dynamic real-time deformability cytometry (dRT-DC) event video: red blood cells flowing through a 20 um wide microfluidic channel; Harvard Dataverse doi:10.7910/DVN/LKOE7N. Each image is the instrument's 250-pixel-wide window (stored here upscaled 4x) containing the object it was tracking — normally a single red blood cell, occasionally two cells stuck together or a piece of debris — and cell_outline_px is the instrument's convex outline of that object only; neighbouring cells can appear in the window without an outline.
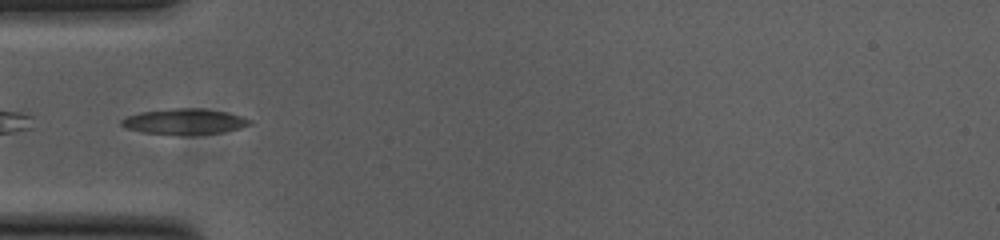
{"species": "common noctule bat (a hibernating species)", "species_latin": "Nyctalus noctula", "temperature_condition": "cold", "stored_images_in_passage": 29, "camera_frame_rate_fps": 3000, "um_per_image_px": 0.085, "animal": {"sex": "female", "body_mass_g": 23.0, "forearm_length_mm": 53.4}, "frame": {"image": 1, "passage_image": 1, "time_ms": 0.0, "image_size_px": [1000, 240], "cell_outline_px": [[252, 124], [240, 128], [224, 132], [144, 132], [128, 128], [120, 124], [120, 120], [128, 116], [140, 112], [172, 108], [200, 108], [224, 112], [240, 116], [252, 120]], "centroid_in_image_um": [15.69, 10.28], "position_along_channel_um": 69.3, "area_um2": 18.09}}
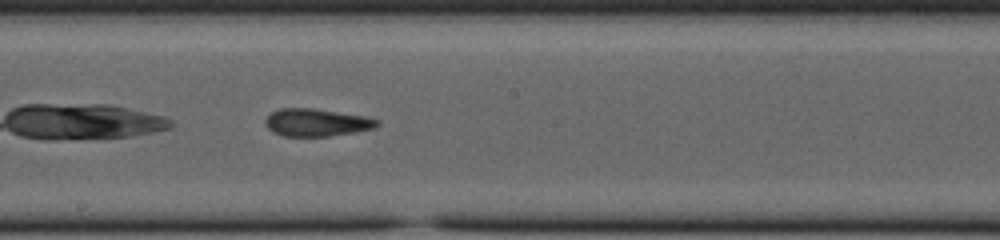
{"frame": {"image": 2, "passage_image": 13, "time_ms": 4.0, "image_size_px": [1000, 240], "cell_outline_px": [[380, 124], [376, 128], [356, 132], [328, 136], [284, 136], [272, 132], [264, 124], [264, 120], [272, 112], [280, 108], [312, 108], [364, 116], [380, 120]], "centroid_in_image_um": [26.91, 10.41], "position_along_channel_um": 221.3, "area_um2": 18.03}}
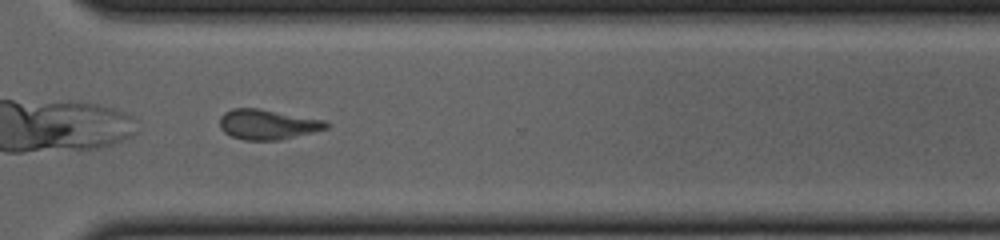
{"frame": {"image": 3, "passage_image": 23, "time_ms": 7.333, "image_size_px": [1000, 240], "cell_outline_px": [[332, 124], [328, 128], [280, 140], [244, 140], [232, 136], [224, 132], [220, 128], [220, 116], [224, 112], [232, 108], [260, 108], [324, 120]], "centroid_in_image_um": [22.74, 10.57], "position_along_channel_um": 347.9, "area_um2": 18.73}, "authors_computed_cell_mechanics": {"area_um2": 18.0336, "velocity_mm_per_s": 3.7886, "shape_relaxation_time_tau1_ms": 7.9274, "shape_relaxation_time_tau2_ms": 2.0428, "deformation_change_tau1": 0.1791, "deformation_change_tau2": 0.0926}}